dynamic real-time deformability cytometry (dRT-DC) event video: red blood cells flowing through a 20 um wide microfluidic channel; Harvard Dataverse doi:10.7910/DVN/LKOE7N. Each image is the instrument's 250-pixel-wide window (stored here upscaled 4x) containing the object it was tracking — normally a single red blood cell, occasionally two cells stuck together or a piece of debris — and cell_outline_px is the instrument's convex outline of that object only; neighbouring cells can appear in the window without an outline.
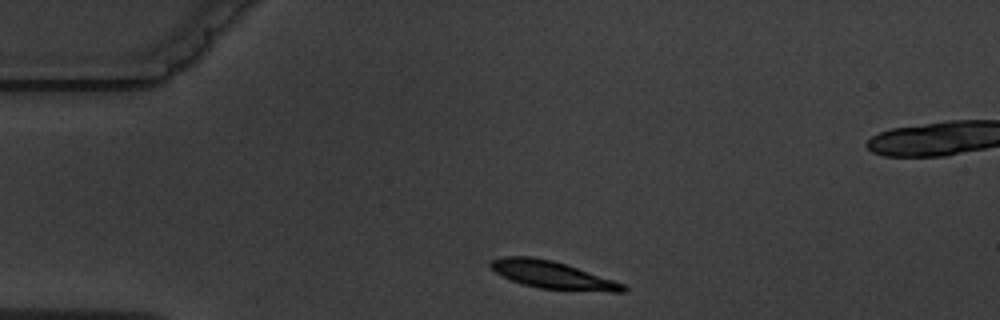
{"species": "common noctule bat (a hibernating species)", "species_latin": "Nyctalus noctula", "temperature_condition": "warm", "stored_images_in_passage": 2, "camera_frame_rate_fps": 3000, "um_per_image_px": 0.085, "animal": {"sex": "male", "body_mass_g": 19.5, "forearm_length_mm": 54.6}, "frame": {"image": 1, "passage_image": 1, "time_ms": 0.0, "image_size_px": [1000, 320], "cell_outline_px": [[628, 292], [608, 292], [540, 288], [524, 284], [512, 280], [496, 272], [488, 264], [488, 260], [504, 256], [532, 256], [552, 260], [624, 284], [628, 288]], "centroid_in_image_um": [46.93, 23.36], "position_along_channel_um": 38.1, "area_um2": 20.92}}